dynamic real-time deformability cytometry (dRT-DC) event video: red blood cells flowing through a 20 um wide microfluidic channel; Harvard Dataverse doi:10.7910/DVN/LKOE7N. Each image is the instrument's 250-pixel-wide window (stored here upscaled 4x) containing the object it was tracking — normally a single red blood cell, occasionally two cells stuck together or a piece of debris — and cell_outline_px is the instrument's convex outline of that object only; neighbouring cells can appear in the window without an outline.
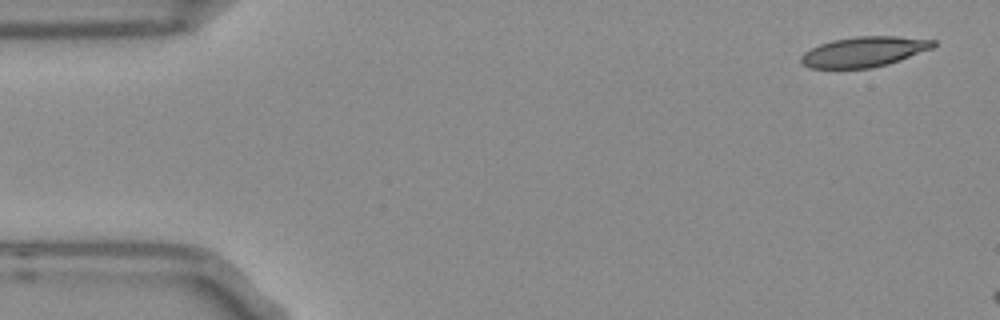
{"species": "Egyptian fruit bat (a non-hibernating species)", "species_latin": "Rousettus aegyptiacus", "temperature_condition": "room temperature", "stored_images_in_passage": 13, "camera_frame_rate_fps": 3000, "um_per_image_px": 0.085, "frame": {"image": 1, "passage_image": 1, "time_ms": 0.0, "image_size_px": [1000, 320], "cell_outline_px": [[936, 44], [932, 48], [900, 60], [888, 64], [872, 68], [808, 68], [800, 64], [800, 56], [804, 52], [820, 44], [832, 40], [856, 36], [896, 36], [936, 40]], "centroid_in_image_um": [73.41, 4.4], "position_along_channel_um": 11.6, "area_um2": 23.35}}